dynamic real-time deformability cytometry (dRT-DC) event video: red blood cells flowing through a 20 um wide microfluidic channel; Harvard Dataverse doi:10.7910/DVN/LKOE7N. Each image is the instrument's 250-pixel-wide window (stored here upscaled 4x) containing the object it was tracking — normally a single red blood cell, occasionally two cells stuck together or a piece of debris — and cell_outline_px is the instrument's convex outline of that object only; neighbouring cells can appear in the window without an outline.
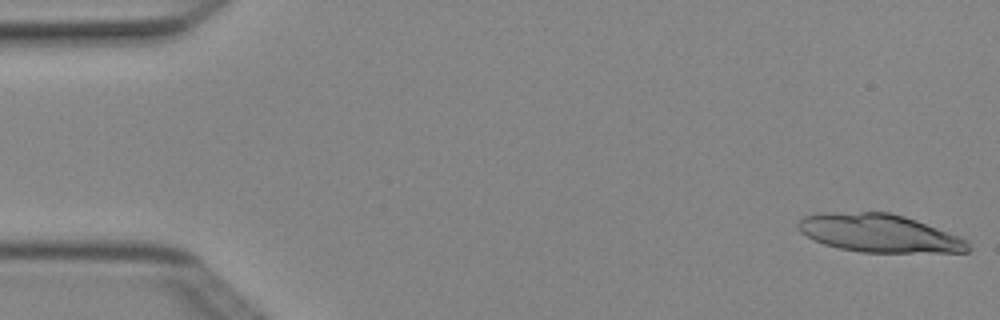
{"species": "Egyptian fruit bat (a non-hibernating species)", "species_latin": "Rousettus aegyptiacus", "temperature_condition": "cold", "stored_images_in_passage": 5, "camera_frame_rate_fps": 3000, "um_per_image_px": 0.085, "animal": {"sex": "female"}, "frame": {"image": 1, "passage_image": 1, "time_ms": 0.0, "image_size_px": [1000, 320], "cell_outline_px": [[972, 248], [968, 252], [860, 252], [840, 248], [824, 244], [800, 232], [796, 228], [796, 224], [804, 216], [820, 212], [888, 212], [904, 216], [916, 220], [968, 240]], "centroid_in_image_um": [74.71, 19.81], "position_along_channel_um": 10.3, "area_um2": 37.63}}